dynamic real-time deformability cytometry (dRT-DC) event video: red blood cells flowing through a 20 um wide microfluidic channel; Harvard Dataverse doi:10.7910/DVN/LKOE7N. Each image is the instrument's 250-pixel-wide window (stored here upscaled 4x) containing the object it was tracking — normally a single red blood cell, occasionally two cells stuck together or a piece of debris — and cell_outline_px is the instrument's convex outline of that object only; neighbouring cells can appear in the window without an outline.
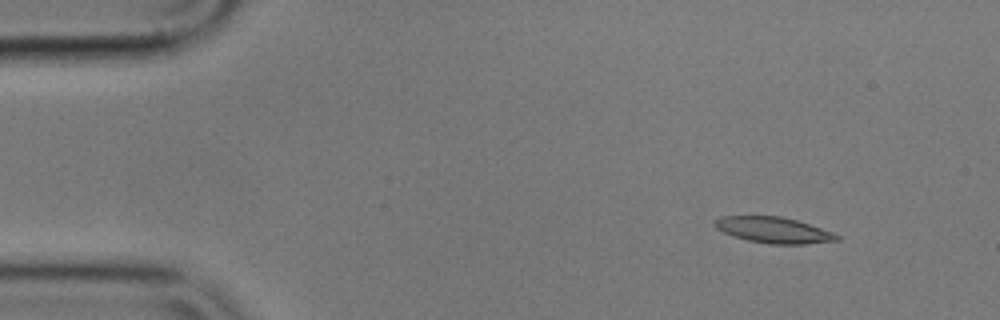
{"species": "common noctule bat (a hibernating species)", "species_latin": "Nyctalus noctula", "temperature_condition": "cold", "stored_images_in_passage": 28, "camera_frame_rate_fps": 3000, "um_per_image_px": 0.085, "animal": {"sex": "male", "body_mass_g": 17.9}, "frame": {"image": 1, "passage_image": 1, "time_ms": 0.0, "image_size_px": [1000, 320], "cell_outline_px": [[840, 240], [804, 244], [768, 244], [748, 240], [724, 232], [716, 228], [712, 224], [720, 216], [780, 216], [796, 220], [832, 232], [840, 236]], "centroid_in_image_um": [65.75, 19.55], "position_along_channel_um": 19.2, "area_um2": 18.26}}
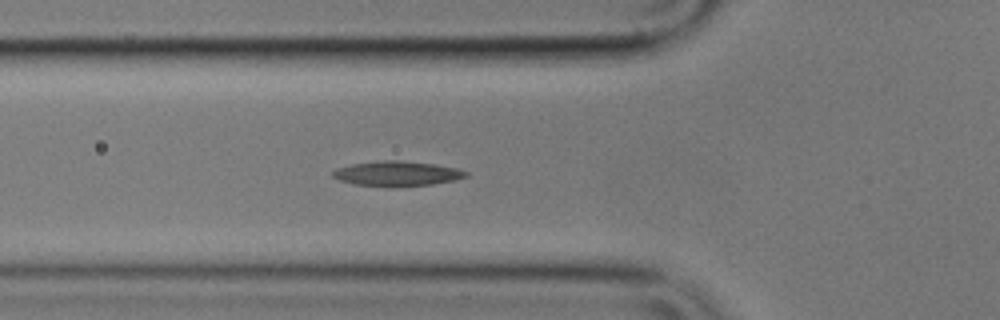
{"frame": {"image": 2, "passage_image": 14, "time_ms": 4.333, "image_size_px": [1000, 320], "cell_outline_px": [[468, 176], [456, 180], [432, 184], [352, 184], [340, 180], [332, 176], [332, 172], [336, 168], [352, 164], [384, 160], [400, 160], [436, 164], [456, 168], [468, 172]], "centroid_in_image_um": [33.78, 14.71], "position_along_channel_um": 92.0, "area_um2": 18.5}}
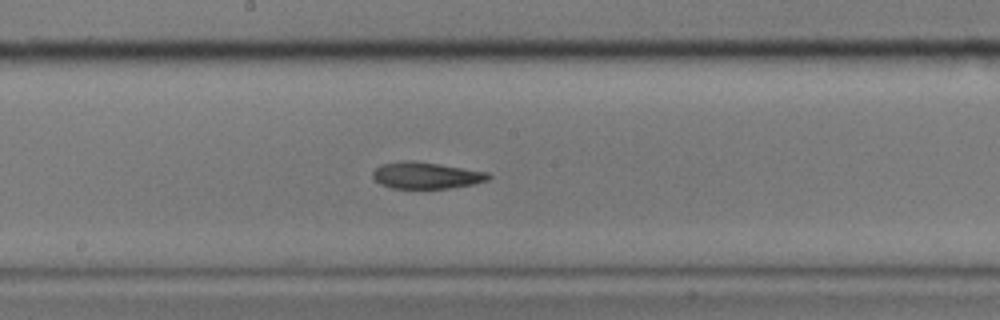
{"frame": {"image": 3, "passage_image": 24, "time_ms": 7.667, "image_size_px": [1000, 320], "cell_outline_px": [[492, 176], [488, 180], [472, 184], [448, 188], [392, 188], [380, 184], [372, 176], [372, 172], [380, 164], [408, 160], [440, 164], [488, 172]], "centroid_in_image_um": [36.21, 14.9], "position_along_channel_um": 212.0, "area_um2": 17.8}}